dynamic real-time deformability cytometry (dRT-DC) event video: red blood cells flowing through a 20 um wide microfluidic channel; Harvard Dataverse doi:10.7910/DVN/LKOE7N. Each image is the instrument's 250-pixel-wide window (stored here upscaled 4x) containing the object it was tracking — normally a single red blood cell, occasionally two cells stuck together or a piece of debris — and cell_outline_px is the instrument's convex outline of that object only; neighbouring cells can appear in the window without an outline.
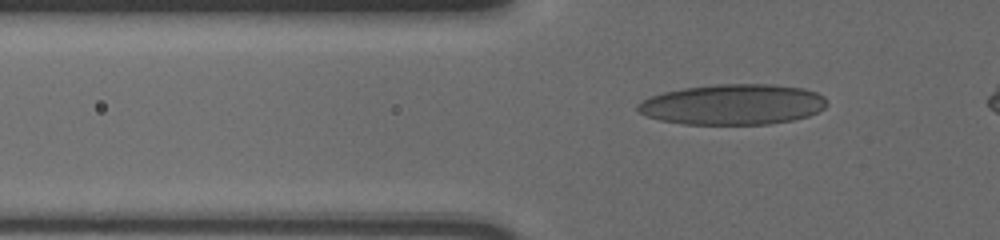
{"species": "human", "species_latin": "Homo sapiens", "temperature_condition": "cold", "stored_images_in_passage": 44, "camera_frame_rate_fps": 3000, "um_per_image_px": 0.085, "donor": {"sex": "male"}, "frame": {"image": 1, "passage_image": 10, "time_ms": 3.0, "image_size_px": [1000, 240], "cell_outline_px": [[828, 104], [824, 108], [808, 116], [792, 120], [768, 124], [684, 124], [660, 120], [648, 116], [640, 112], [636, 108], [636, 104], [652, 96], [664, 92], [684, 88], [716, 84], [772, 84], [804, 88], [816, 92], [824, 96]], "centroid_in_image_um": [62.32, 8.87], "position_along_channel_um": 63.5, "area_um2": 44.62}}
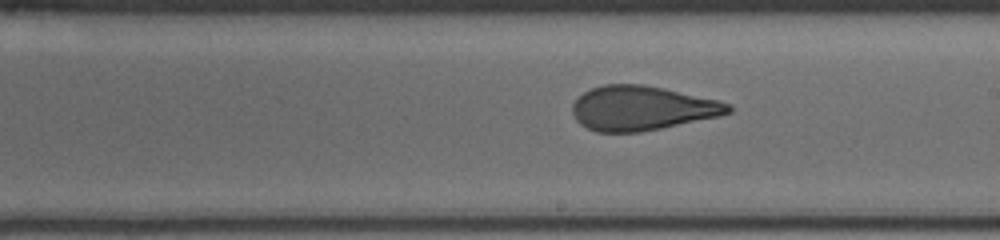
{"frame": {"image": 2, "passage_image": 25, "time_ms": 8.0, "image_size_px": [1000, 240], "cell_outline_px": [[732, 112], [720, 116], [640, 132], [596, 132], [580, 124], [576, 120], [572, 112], [572, 104], [584, 92], [592, 88], [604, 84], [644, 84], [664, 88], [716, 100], [732, 104]], "centroid_in_image_um": [54.55, 9.19], "position_along_channel_um": 234.4, "area_um2": 40.23}}
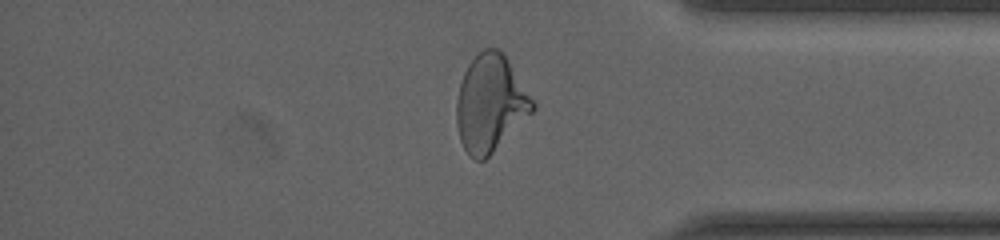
{"frame": {"image": 3, "passage_image": 39, "time_ms": 12.667, "image_size_px": [1000, 240], "cell_outline_px": [[536, 108], [484, 160], [476, 160], [468, 156], [460, 140], [456, 124], [456, 100], [460, 84], [464, 72], [468, 64], [484, 48], [500, 48], [504, 52], [536, 104]], "centroid_in_image_um": [41.67, 8.76], "position_along_channel_um": 393.5, "area_um2": 42.71}}